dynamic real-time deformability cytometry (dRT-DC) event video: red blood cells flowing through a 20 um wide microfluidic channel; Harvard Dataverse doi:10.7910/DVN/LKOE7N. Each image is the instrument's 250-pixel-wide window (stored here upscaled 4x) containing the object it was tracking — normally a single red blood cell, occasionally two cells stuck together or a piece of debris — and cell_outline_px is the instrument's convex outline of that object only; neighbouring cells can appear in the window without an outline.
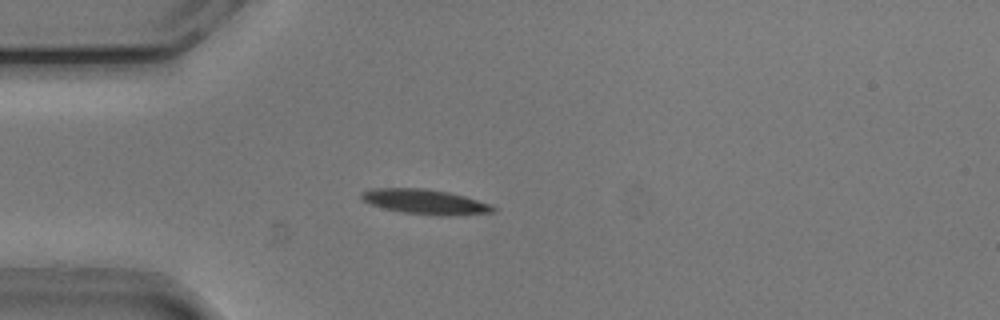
{"species": "common noctule bat (a hibernating species)", "species_latin": "Nyctalus noctula", "temperature_condition": "cold", "stored_images_in_passage": 53, "camera_frame_rate_fps": 3000, "um_per_image_px": 0.085, "animal": {"sex": "male", "body_mass_g": 20.5, "forearm_length_mm": 52.5}, "frame": {"image": 1, "passage_image": 14, "time_ms": 4.333, "image_size_px": [1000, 320], "cell_outline_px": [[496, 212], [440, 216], [404, 212], [384, 208], [372, 204], [364, 200], [360, 196], [360, 192], [372, 188], [424, 188], [448, 192], [464, 196], [492, 204], [496, 208]], "centroid_in_image_um": [36.16, 17.14], "position_along_channel_um": 48.8, "area_um2": 18.96}}
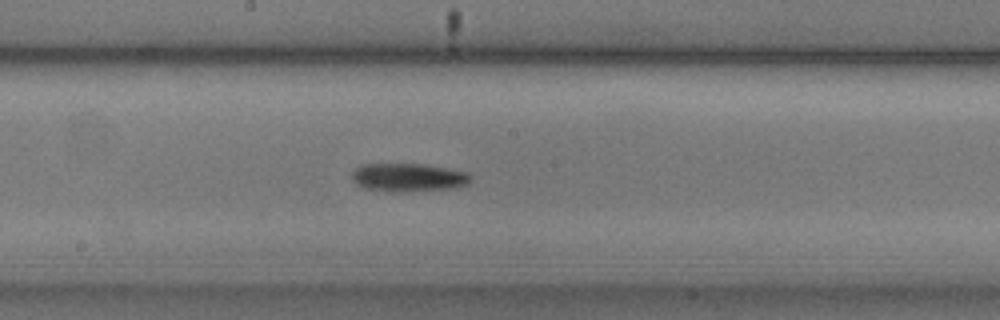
{"frame": {"image": 2, "passage_image": 28, "time_ms": 9.0, "image_size_px": [1000, 320], "cell_outline_px": [[472, 176], [468, 184], [456, 188], [400, 192], [388, 192], [364, 188], [356, 184], [352, 180], [352, 172], [356, 168], [364, 164], [420, 164], [448, 168], [468, 172]], "centroid_in_image_um": [34.72, 15.09], "position_along_channel_um": 213.5, "area_um2": 19.77}}
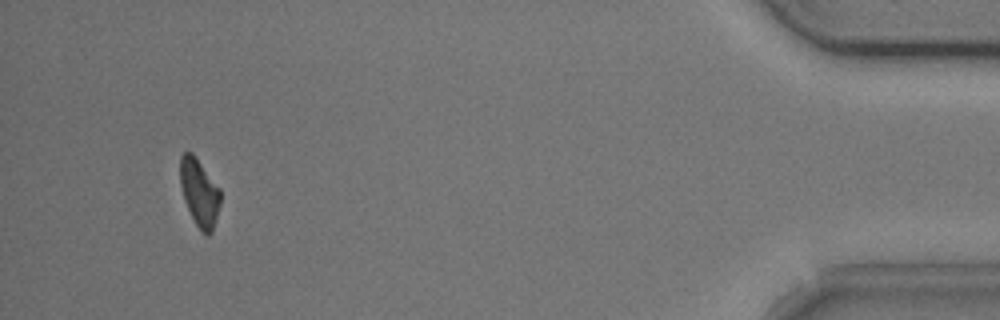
{"frame": {"image": 3, "passage_image": 50, "time_ms": 16.333, "image_size_px": [1000, 320], "cell_outline_px": [[220, 204], [212, 232], [208, 236], [196, 224], [184, 200], [180, 184], [180, 156], [184, 152], [192, 152], [220, 188]], "centroid_in_image_um": [16.94, 16.34], "position_along_channel_um": 418.3, "area_um2": 15.61}, "authors_computed_cell_mechanics": {"area_um2": 17.5712, "velocity_mm_per_s": 3.7767, "shape_relaxation_time_tau1_ms": 1.922, "shape_relaxation_time_tau2_ms": null, "deformation_change_tau1": 0.1322, "deformation_change_tau2": null}}